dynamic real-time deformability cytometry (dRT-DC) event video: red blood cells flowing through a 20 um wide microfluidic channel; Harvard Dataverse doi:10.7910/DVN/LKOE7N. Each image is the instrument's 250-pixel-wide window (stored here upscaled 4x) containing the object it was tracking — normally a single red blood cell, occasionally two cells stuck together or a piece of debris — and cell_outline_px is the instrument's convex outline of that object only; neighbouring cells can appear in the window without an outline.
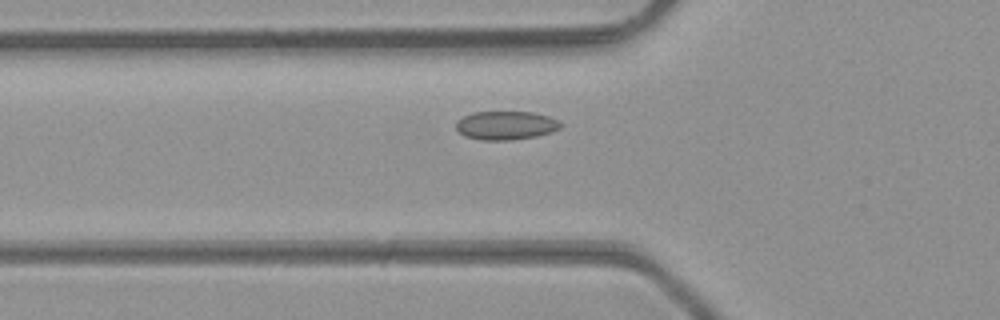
{"species": "common noctule bat (a hibernating species)", "species_latin": "Nyctalus noctula", "temperature_condition": "room temperature", "stored_images_in_passage": 37, "segment_of_instrument_passage": [1, 2], "camera_frame_rate_fps": 3000, "um_per_image_px": 0.085, "animal": {"sex": "male", "body_mass_g": 23.1, "forearm_length_mm": 52.7}, "frame": {"image": 1, "passage_image": 5, "time_ms": 1.333, "image_size_px": [1000, 320], "cell_outline_px": [[560, 128], [552, 132], [536, 136], [512, 140], [480, 140], [464, 136], [456, 128], [456, 120], [472, 112], [532, 112], [548, 116], [556, 120], [560, 124]], "centroid_in_image_um": [42.96, 10.66], "position_along_channel_um": 82.8, "area_um2": 17.4}}
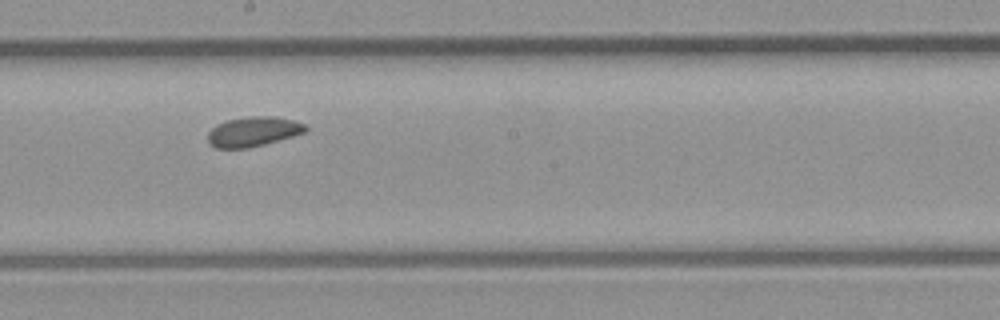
{"frame": {"image": 2, "passage_image": 15, "time_ms": 4.667, "image_size_px": [1000, 320], "cell_outline_px": [[308, 128], [304, 132], [292, 136], [264, 144], [248, 148], [216, 148], [208, 144], [208, 132], [216, 124], [228, 120], [248, 116], [276, 116], [296, 120], [304, 124]], "centroid_in_image_um": [21.51, 11.18], "position_along_channel_um": 226.7, "area_um2": 16.99}}
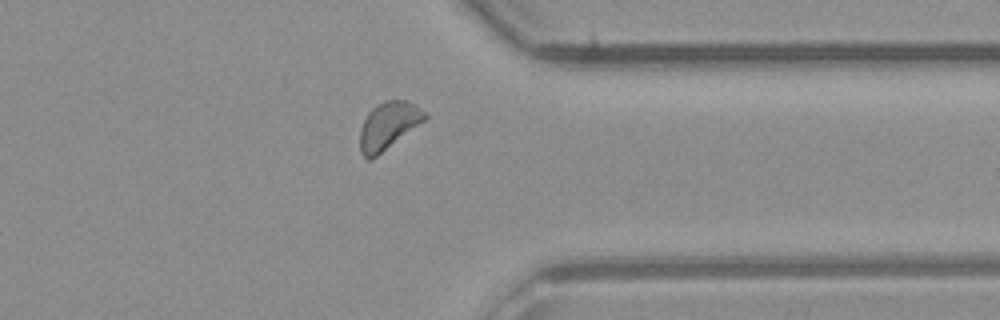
{"frame": {"image": 3, "passage_image": 26, "time_ms": 8.333, "image_size_px": [1000, 320], "cell_outline_px": [[428, 116], [424, 120], [376, 156], [368, 160], [360, 152], [360, 128], [368, 112], [376, 104], [384, 100], [404, 100], [412, 104], [424, 112]], "centroid_in_image_um": [32.95, 10.66], "position_along_channel_um": 378.4, "area_um2": 17.34}}